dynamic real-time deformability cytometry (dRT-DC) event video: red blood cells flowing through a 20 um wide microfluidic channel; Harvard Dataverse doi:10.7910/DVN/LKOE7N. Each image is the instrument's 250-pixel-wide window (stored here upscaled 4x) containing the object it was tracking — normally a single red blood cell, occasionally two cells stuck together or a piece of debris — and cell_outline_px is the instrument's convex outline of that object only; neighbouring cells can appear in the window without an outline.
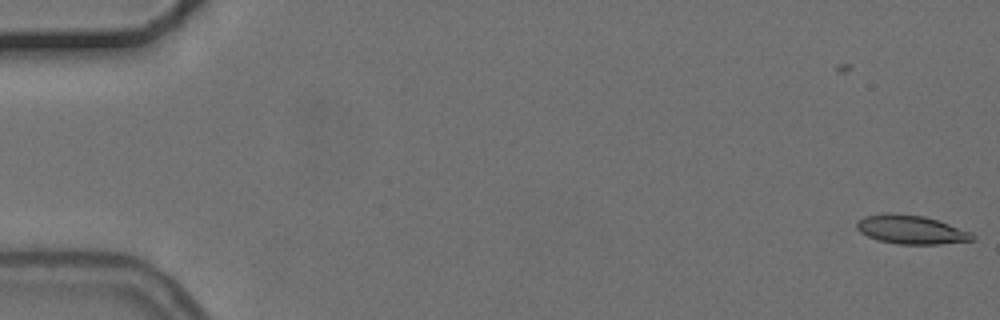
{"species": "common noctule bat (a hibernating species)", "species_latin": "Nyctalus noctula", "temperature_condition": "cold", "stored_images_in_passage": 5, "camera_frame_rate_fps": 3000, "um_per_image_px": 0.085, "animal": {"sex": "female", "body_mass_g": 24.6, "forearm_length_mm": 56.2}, "frame": {"image": 1, "passage_image": 1, "time_ms": 0.0, "image_size_px": [1000, 320], "cell_outline_px": [[976, 240], [940, 244], [896, 244], [880, 240], [868, 236], [860, 232], [856, 228], [856, 224], [864, 216], [892, 212], [924, 216], [972, 232], [976, 236]], "centroid_in_image_um": [77.47, 19.52], "position_along_channel_um": 7.5, "area_um2": 19.36}}
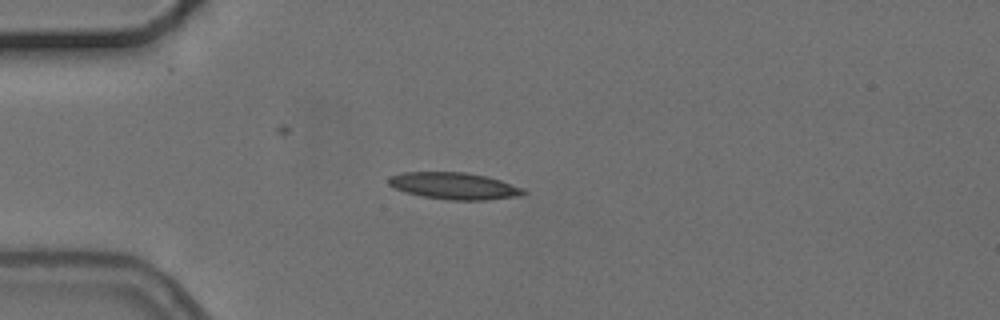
{"frame": {"image": 2, "passage_image": 5, "time_ms": 4.667, "image_size_px": [1000, 320], "cell_outline_px": [[528, 192], [520, 196], [488, 200], [448, 200], [424, 196], [404, 192], [388, 184], [388, 176], [404, 172], [464, 172], [488, 176], [524, 188]], "centroid_in_image_um": [38.63, 15.8], "position_along_channel_um": 46.4, "area_um2": 21.21}}